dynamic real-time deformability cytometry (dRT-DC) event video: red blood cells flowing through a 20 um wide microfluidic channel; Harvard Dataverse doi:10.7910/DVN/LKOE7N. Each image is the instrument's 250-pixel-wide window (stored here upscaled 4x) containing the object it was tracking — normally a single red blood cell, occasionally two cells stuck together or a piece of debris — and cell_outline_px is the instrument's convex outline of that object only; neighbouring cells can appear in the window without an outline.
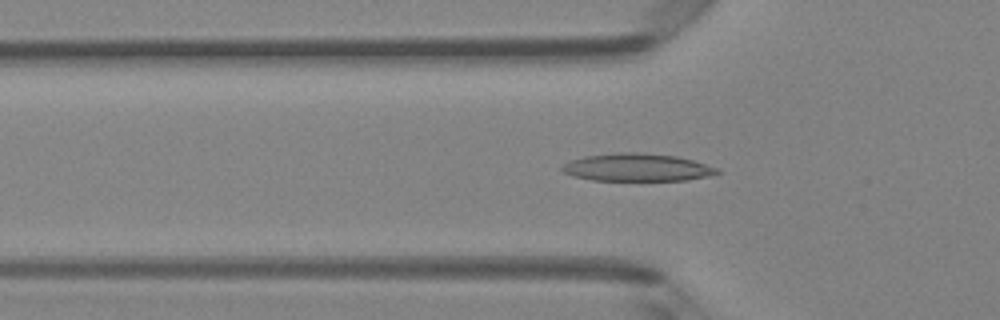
{"species": "Egyptian fruit bat (a non-hibernating species)", "species_latin": "Rousettus aegyptiacus", "temperature_condition": "room temperature", "stored_images_in_passage": 48, "camera_frame_rate_fps": 3000, "um_per_image_px": 0.085, "animal": {"sex": "female"}, "frame": {"image": 1, "passage_image": 16, "time_ms": 5.0, "image_size_px": [1000, 320], "cell_outline_px": [[720, 172], [708, 176], [688, 180], [592, 180], [572, 176], [564, 172], [560, 168], [568, 160], [584, 156], [616, 152], [636, 152], [676, 156], [692, 160], [716, 168]], "centroid_in_image_um": [54.08, 14.22], "position_along_channel_um": 71.7, "area_um2": 24.91}}
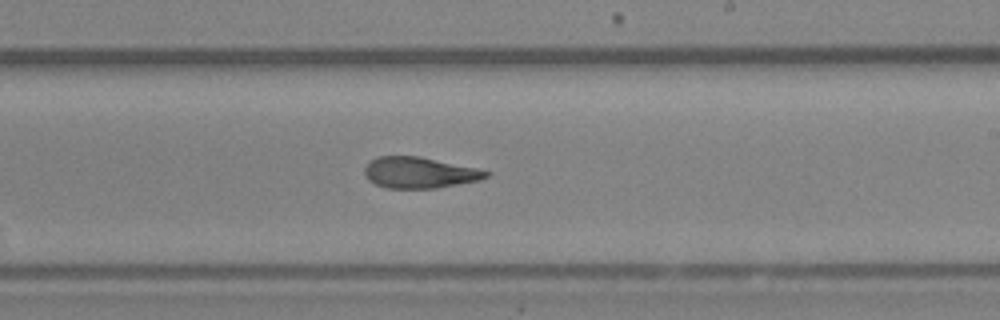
{"frame": {"image": 2, "passage_image": 29, "time_ms": 9.333, "image_size_px": [1000, 320], "cell_outline_px": [[492, 172], [488, 176], [480, 180], [436, 188], [388, 188], [376, 184], [368, 180], [364, 172], [364, 168], [376, 156], [420, 156], [476, 168]], "centroid_in_image_um": [35.65, 14.67], "position_along_channel_um": 253.3, "area_um2": 21.91}}
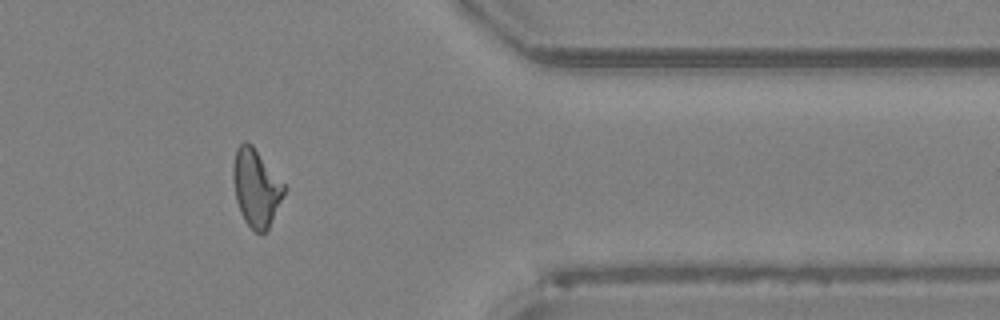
{"frame": {"image": 3, "passage_image": 40, "time_ms": 13.0, "image_size_px": [1000, 320], "cell_outline_px": [[288, 188], [268, 228], [264, 232], [256, 232], [244, 220], [240, 212], [236, 200], [232, 180], [232, 164], [236, 148], [244, 140], [252, 144]], "centroid_in_image_um": [21.76, 15.92], "position_along_channel_um": 389.6, "area_um2": 23.18}, "authors_computed_cell_mechanics": {"area_um2": 22.9466, "velocity_mm_per_s": 4.1956, "shape_relaxation_time_tau1_ms": null, "shape_relaxation_time_tau2_ms": 2.823, "deformation_change_tau1": null, "deformation_change_tau2": 0.1031}}